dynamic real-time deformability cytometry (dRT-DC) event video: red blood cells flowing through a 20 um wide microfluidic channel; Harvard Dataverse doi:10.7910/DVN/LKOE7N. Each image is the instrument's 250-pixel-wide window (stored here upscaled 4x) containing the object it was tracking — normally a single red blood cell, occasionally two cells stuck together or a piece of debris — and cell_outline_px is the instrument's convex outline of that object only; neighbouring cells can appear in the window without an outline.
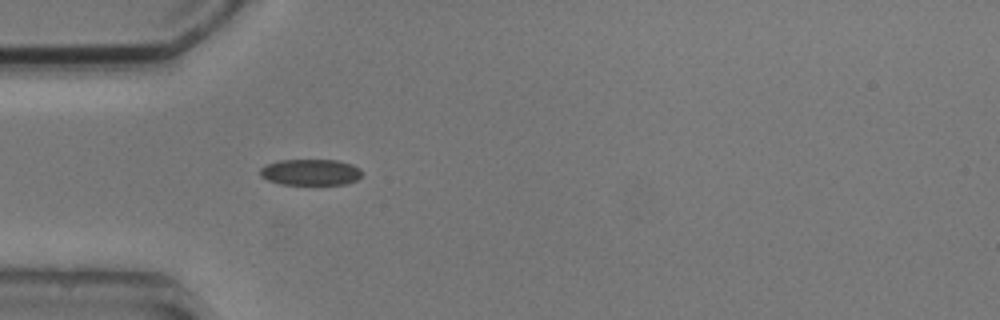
{"species": "common noctule bat (a hibernating species)", "species_latin": "Nyctalus noctula", "temperature_condition": "cold", "stored_images_in_passage": 1, "camera_frame_rate_fps": 3000, "um_per_image_px": 0.085, "animal": {"sex": "male", "body_mass_g": 20.5, "forearm_length_mm": 52.5}, "frame": {"image": 1, "passage_image": 1, "time_ms": 0.0, "image_size_px": [1000, 320], "cell_outline_px": [[364, 172], [356, 180], [348, 184], [280, 184], [268, 180], [260, 176], [260, 168], [264, 164], [280, 160], [336, 160], [352, 164], [360, 168]], "centroid_in_image_um": [26.4, 14.63], "position_along_channel_um": 58.6, "area_um2": 15.66}}